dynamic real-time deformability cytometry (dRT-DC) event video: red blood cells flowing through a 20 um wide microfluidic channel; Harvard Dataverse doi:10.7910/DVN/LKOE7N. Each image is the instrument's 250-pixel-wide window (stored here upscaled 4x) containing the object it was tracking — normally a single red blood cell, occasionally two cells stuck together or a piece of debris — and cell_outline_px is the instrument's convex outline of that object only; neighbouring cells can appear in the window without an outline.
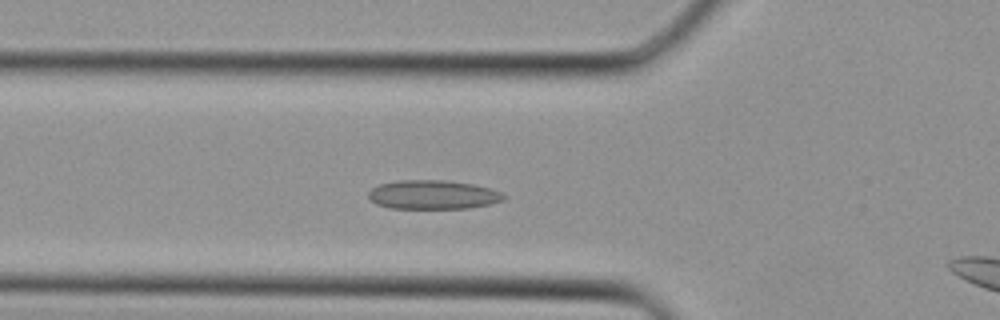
{"species": "Egyptian fruit bat (a non-hibernating species)", "species_latin": "Rousettus aegyptiacus", "temperature_condition": "cold", "stored_images_in_passage": 24, "camera_frame_rate_fps": 3000, "um_per_image_px": 0.085, "animal": {"sex": "female"}, "frame": {"image": 1, "passage_image": 5, "time_ms": 1.333, "image_size_px": [1000, 320], "cell_outline_px": [[508, 196], [504, 200], [488, 204], [468, 208], [388, 208], [376, 204], [368, 196], [368, 192], [372, 188], [380, 184], [400, 180], [444, 180], [472, 184], [488, 188], [500, 192]], "centroid_in_image_um": [36.79, 16.55], "position_along_channel_um": 89.0, "area_um2": 22.72}}
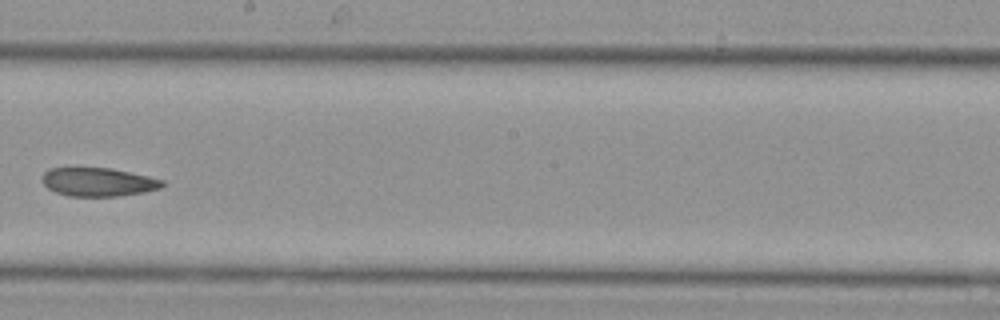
{"frame": {"image": 2, "passage_image": 13, "time_ms": 4.0, "image_size_px": [1000, 320], "cell_outline_px": [[164, 184], [160, 188], [144, 192], [120, 196], [68, 196], [56, 192], [48, 188], [44, 184], [44, 172], [48, 168], [108, 168], [148, 176], [164, 180]], "centroid_in_image_um": [8.36, 15.47], "position_along_channel_um": 239.8, "area_um2": 19.77}}
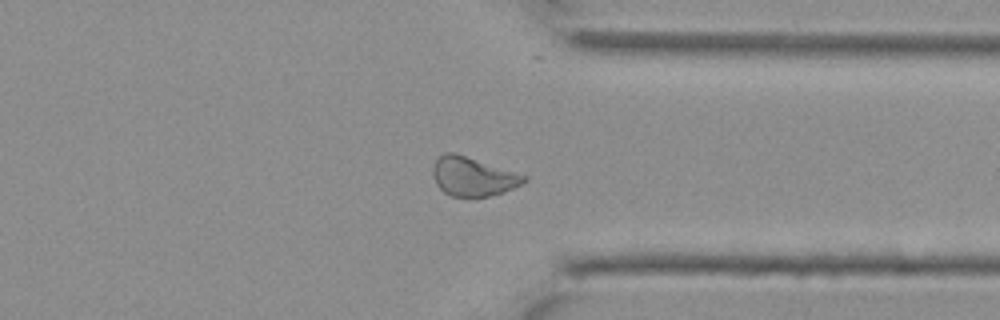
{"frame": {"image": 3, "passage_image": 20, "time_ms": 6.333, "image_size_px": [1000, 320], "cell_outline_px": [[528, 180], [504, 192], [476, 200], [468, 200], [448, 196], [436, 184], [432, 176], [432, 164], [436, 156], [444, 152], [456, 152], [528, 176]], "centroid_in_image_um": [40.14, 15.03], "position_along_channel_um": 371.3, "area_um2": 21.73}}